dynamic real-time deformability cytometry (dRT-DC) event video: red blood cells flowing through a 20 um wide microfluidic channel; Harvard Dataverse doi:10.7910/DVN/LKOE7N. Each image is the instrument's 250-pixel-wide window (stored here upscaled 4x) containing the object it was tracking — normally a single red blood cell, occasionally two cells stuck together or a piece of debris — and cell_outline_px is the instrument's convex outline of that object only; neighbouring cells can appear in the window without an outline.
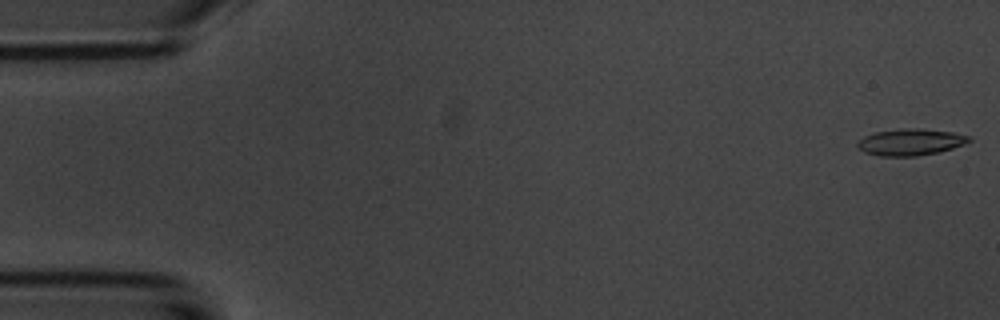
{"species": "common noctule bat (a hibernating species)", "species_latin": "Nyctalus noctula", "temperature_condition": "room temperature", "stored_images_in_passage": 4, "camera_frame_rate_fps": 3000, "um_per_image_px": 0.085, "animal": {"sex": "male", "body_mass_g": 20.1, "forearm_length_mm": 53.5}, "frame": {"image": 1, "passage_image": 1, "time_ms": 0.0, "image_size_px": [1000, 320], "cell_outline_px": [[972, 140], [964, 144], [952, 148], [936, 152], [916, 156], [880, 156], [864, 152], [856, 148], [856, 144], [864, 136], [876, 132], [900, 128], [920, 128], [952, 132], [968, 136]], "centroid_in_image_um": [77.35, 12.07], "position_along_channel_um": 7.7, "area_um2": 17.22}}